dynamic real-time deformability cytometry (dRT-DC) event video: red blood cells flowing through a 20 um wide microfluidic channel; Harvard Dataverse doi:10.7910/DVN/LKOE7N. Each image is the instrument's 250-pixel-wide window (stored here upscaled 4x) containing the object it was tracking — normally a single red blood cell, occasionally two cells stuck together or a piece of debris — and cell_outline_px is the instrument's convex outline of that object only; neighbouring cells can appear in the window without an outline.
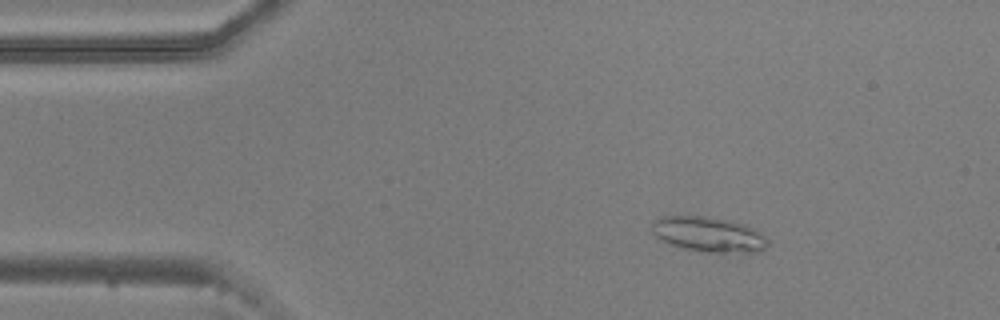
{"species": "common noctule bat (a hibernating species)", "species_latin": "Nyctalus noctula", "temperature_condition": "warm", "stored_images_in_passage": 54, "camera_frame_rate_fps": 3000, "um_per_image_px": 0.085, "animal": {"sex": "male", "body_mass_g": 20.5, "forearm_length_mm": 52.5}, "frame": {"image": 1, "passage_image": 8, "time_ms": 2.333, "image_size_px": [1000, 320], "cell_outline_px": [[768, 244], [760, 252], [708, 252], [684, 248], [668, 244], [660, 240], [652, 232], [652, 220], [664, 216], [708, 216], [732, 220], [748, 224], [756, 228], [768, 240]], "centroid_in_image_um": [60.25, 19.9], "position_along_channel_um": 24.8, "area_um2": 24.04}}
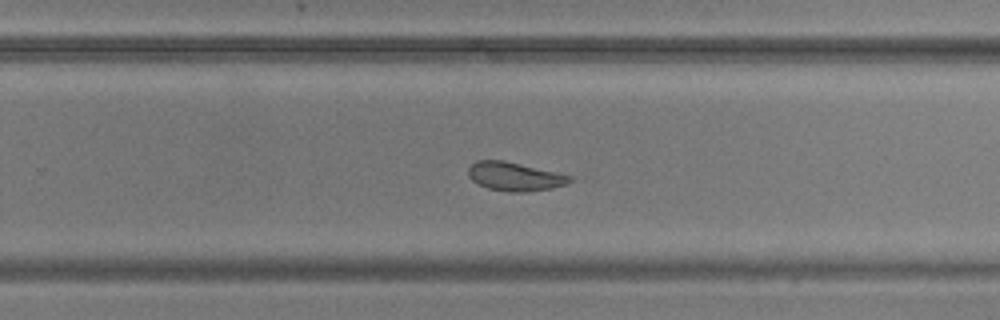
{"frame": {"image": 2, "passage_image": 34, "time_ms": 11.0, "image_size_px": [1000, 320], "cell_outline_px": [[576, 180], [568, 184], [552, 188], [528, 192], [508, 192], [488, 188], [476, 184], [468, 176], [468, 168], [476, 160], [504, 160], [572, 176]], "centroid_in_image_um": [43.76, 15.01], "position_along_channel_um": 286.0, "area_um2": 17.17}}
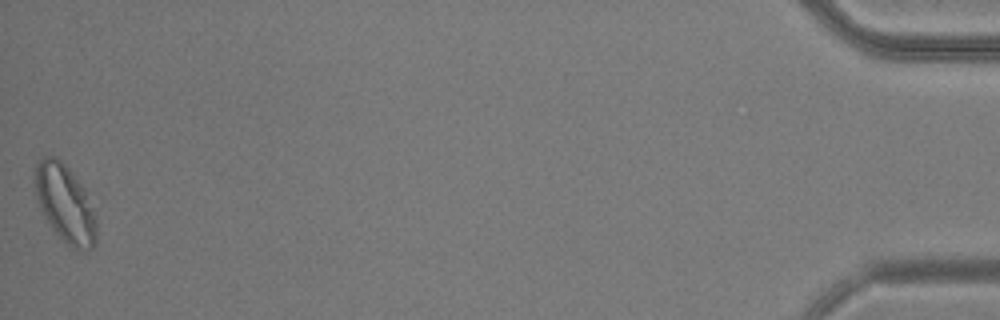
{"frame": {"image": 3, "passage_image": 54, "time_ms": 17.667, "image_size_px": [1000, 320], "cell_outline_px": [[96, 244], [92, 248], [72, 248], [52, 228], [44, 216], [40, 208], [36, 196], [36, 164], [40, 156], [56, 156], [72, 172], [84, 188], [96, 220]], "centroid_in_image_um": [5.52, 17.27], "position_along_channel_um": 429.7, "area_um2": 27.22}, "authors_computed_cell_mechanics": {"area_um2": 19.363, "velocity_mm_per_s": 3.6897, "shape_relaxation_time_tau1_ms": null, "shape_relaxation_time_tau2_ms": 2.7656, "deformation_change_tau1": null, "deformation_change_tau2": 0.0877}}